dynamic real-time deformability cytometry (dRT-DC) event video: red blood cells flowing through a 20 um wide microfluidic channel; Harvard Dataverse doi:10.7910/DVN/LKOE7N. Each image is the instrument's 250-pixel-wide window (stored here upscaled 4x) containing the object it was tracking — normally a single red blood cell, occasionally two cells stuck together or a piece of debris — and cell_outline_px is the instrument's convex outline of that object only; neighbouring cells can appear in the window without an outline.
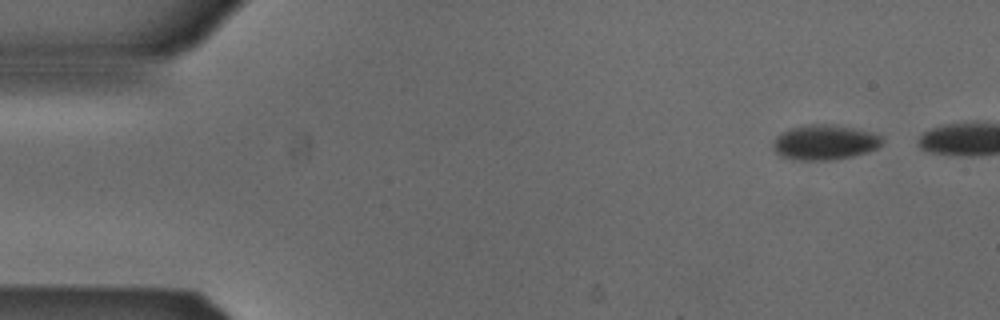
{"species": "Egyptian fruit bat (a non-hibernating species)", "species_latin": "Rousettus aegyptiacus", "temperature_condition": "cold", "stored_images_in_passage": 2, "segment_of_instrument_passage": [2, 2], "camera_frame_rate_fps": 3000, "um_per_image_px": 0.085, "animal": {"sex": "male"}, "frame": {"image": 1, "passage_image": 2, "time_ms": 0.333, "image_size_px": [1000, 320], "cell_outline_px": [[884, 140], [876, 148], [868, 152], [852, 156], [832, 160], [792, 160], [780, 156], [776, 152], [776, 136], [792, 128], [812, 124], [824, 124], [852, 128], [872, 132], [880, 136]], "centroid_in_image_um": [70.13, 12.12], "position_along_channel_um": 14.9, "area_um2": 21.79}}